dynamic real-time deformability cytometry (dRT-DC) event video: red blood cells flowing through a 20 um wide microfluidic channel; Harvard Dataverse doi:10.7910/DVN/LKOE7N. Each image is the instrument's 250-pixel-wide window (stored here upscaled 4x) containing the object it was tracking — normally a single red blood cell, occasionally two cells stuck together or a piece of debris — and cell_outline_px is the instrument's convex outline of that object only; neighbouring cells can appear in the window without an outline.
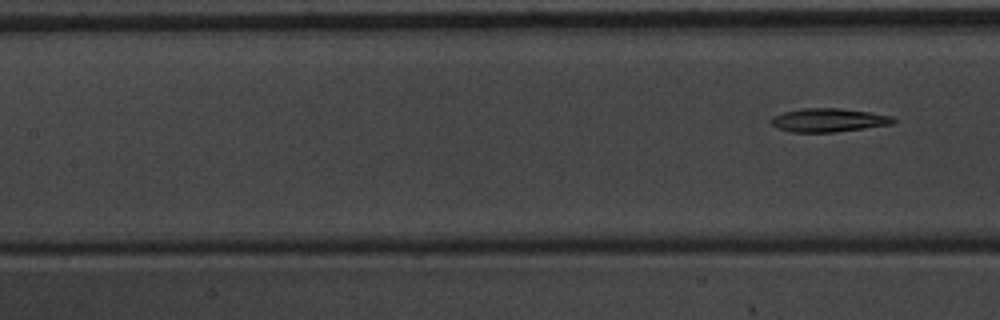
{"species": "common noctule bat (a hibernating species)", "species_latin": "Nyctalus noctula", "temperature_condition": "warm", "stored_images_in_passage": 5, "segment_of_instrument_passage": [3, 3], "camera_frame_rate_fps": 3000, "um_per_image_px": 0.085, "animal": {"sex": "male", "body_mass_g": 20.1, "forearm_length_mm": 53.5}, "frame": {"image": 1, "passage_image": 5, "time_ms": 1.333, "image_size_px": [1000, 320], "cell_outline_px": [[896, 120], [892, 124], [864, 128], [832, 132], [792, 132], [776, 128], [768, 120], [772, 116], [784, 112], [800, 108], [840, 108], [868, 112], [892, 116]], "centroid_in_image_um": [70.37, 10.2], "position_along_channel_um": 137.0, "area_um2": 16.76}}